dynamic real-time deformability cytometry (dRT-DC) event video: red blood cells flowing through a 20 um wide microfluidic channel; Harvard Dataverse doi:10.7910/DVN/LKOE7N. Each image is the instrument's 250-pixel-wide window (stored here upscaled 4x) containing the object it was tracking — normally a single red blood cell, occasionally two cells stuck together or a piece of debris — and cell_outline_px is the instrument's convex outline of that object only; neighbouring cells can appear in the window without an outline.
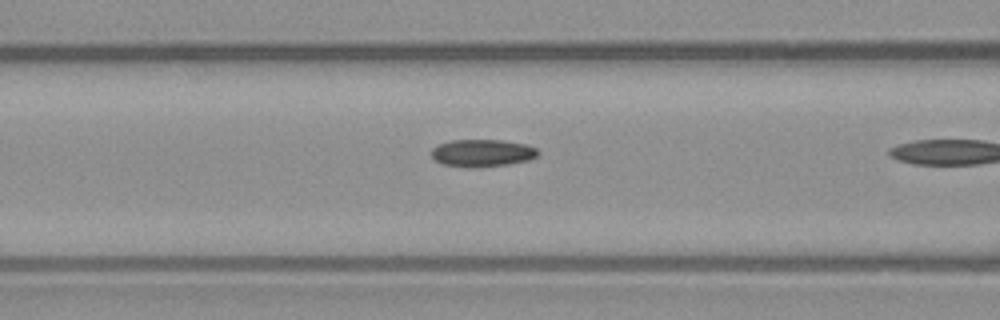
{"species": "common noctule bat (a hibernating species)", "species_latin": "Nyctalus noctula", "temperature_condition": "warm", "stored_images_in_passage": 5, "camera_frame_rate_fps": 3000, "um_per_image_px": 0.085, "animal": {"sex": "male", "body_mass_g": 23.1, "forearm_length_mm": 52.7}, "frame": {"image": 1, "passage_image": 4, "time_ms": 1.0, "image_size_px": [1000, 320], "cell_outline_px": [[540, 152], [536, 156], [528, 160], [508, 164], [476, 168], [468, 168], [444, 164], [436, 160], [432, 156], [432, 148], [448, 140], [504, 140], [528, 144], [536, 148]], "centroid_in_image_um": [41.02, 13.0], "position_along_channel_um": 125.6, "area_um2": 17.11}}